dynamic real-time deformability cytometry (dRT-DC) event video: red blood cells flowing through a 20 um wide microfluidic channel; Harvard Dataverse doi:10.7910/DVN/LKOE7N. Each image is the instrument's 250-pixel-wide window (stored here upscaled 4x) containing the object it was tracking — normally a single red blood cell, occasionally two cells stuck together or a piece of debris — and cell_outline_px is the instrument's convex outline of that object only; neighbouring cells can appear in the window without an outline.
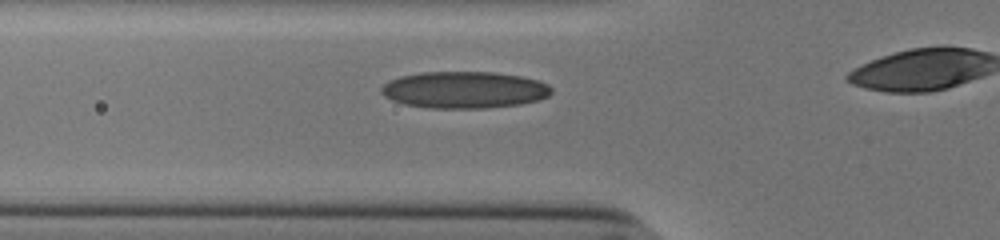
{"species": "human", "species_latin": "Homo sapiens", "temperature_condition": "cold", "stored_images_in_passage": 35, "camera_frame_rate_fps": 3000, "um_per_image_px": 0.085, "donor": {"sex": "male"}, "frame": {"image": 1, "passage_image": 10, "time_ms": 3.0, "image_size_px": [1000, 240], "cell_outline_px": [[552, 92], [548, 96], [540, 100], [520, 104], [488, 108], [428, 108], [404, 104], [392, 100], [384, 96], [380, 92], [380, 88], [388, 80], [400, 76], [420, 72], [492, 72], [520, 76], [536, 80], [548, 84], [552, 88]], "centroid_in_image_um": [39.44, 7.64], "position_along_channel_um": 86.4, "area_um2": 36.7}}
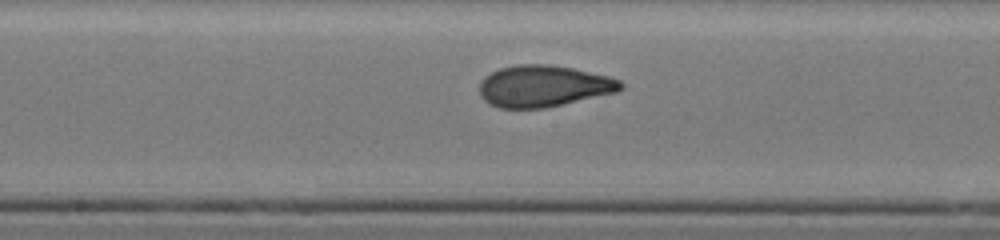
{"frame": {"image": 2, "passage_image": 19, "time_ms": 6.0, "image_size_px": [1000, 240], "cell_outline_px": [[624, 88], [616, 92], [544, 108], [500, 108], [488, 104], [484, 100], [480, 92], [480, 80], [484, 76], [500, 68], [516, 64], [548, 64], [572, 68], [608, 76], [620, 80], [624, 84]], "centroid_in_image_um": [46.18, 7.31], "position_along_channel_um": 202.0, "area_um2": 34.16}}
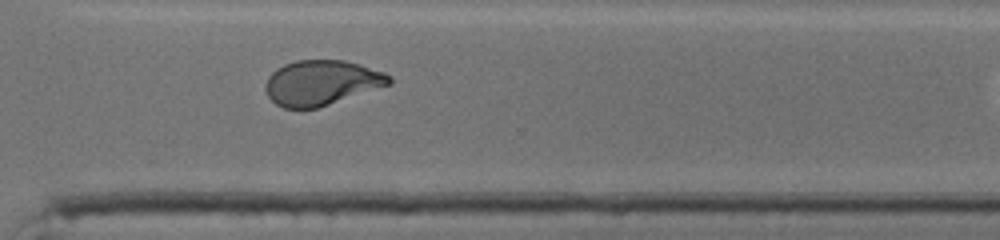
{"frame": {"image": 3, "passage_image": 30, "time_ms": 9.667, "image_size_px": [1000, 240], "cell_outline_px": [[392, 84], [316, 108], [284, 108], [276, 104], [268, 96], [264, 88], [264, 84], [268, 76], [276, 68], [284, 64], [296, 60], [344, 60], [360, 64], [384, 72], [392, 76]], "centroid_in_image_um": [27.32, 7.02], "position_along_channel_um": 343.3, "area_um2": 32.54}, "authors_computed_cell_mechanics": {"area_um2": 33.9864, "velocity_mm_per_s": 3.851, "shape_relaxation_time_tau1_ms": 5.7001, "shape_relaxation_time_tau2_ms": 0.931, "deformation_change_tau1": 0.2036, "deformation_change_tau2": 0.0676}}